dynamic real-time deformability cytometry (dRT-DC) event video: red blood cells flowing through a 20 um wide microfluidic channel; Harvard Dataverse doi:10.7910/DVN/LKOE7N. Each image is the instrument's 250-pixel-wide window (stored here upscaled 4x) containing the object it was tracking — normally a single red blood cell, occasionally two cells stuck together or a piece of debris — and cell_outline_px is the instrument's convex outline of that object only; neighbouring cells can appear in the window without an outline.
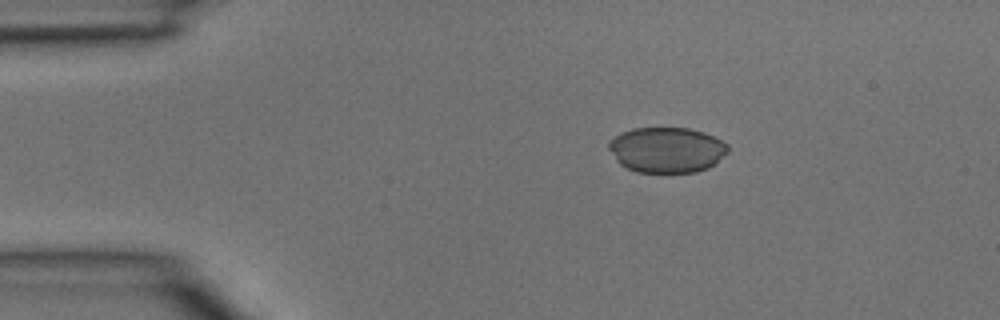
{"species": "common noctule bat (a hibernating species)", "species_latin": "Nyctalus noctula", "temperature_condition": "room temperature", "stored_images_in_passage": 2, "camera_frame_rate_fps": 3000, "um_per_image_px": 0.085, "animal": {"sex": "male", "body_mass_g": 15.6}, "frame": {"image": 1, "passage_image": 1, "time_ms": 0.0, "image_size_px": [1000, 320], "cell_outline_px": [[728, 152], [708, 168], [696, 172], [636, 172], [620, 164], [616, 160], [608, 148], [608, 140], [620, 132], [632, 128], [688, 128], [704, 132], [728, 144]], "centroid_in_image_um": [56.64, 12.73], "position_along_channel_um": 28.4, "area_um2": 31.62}}